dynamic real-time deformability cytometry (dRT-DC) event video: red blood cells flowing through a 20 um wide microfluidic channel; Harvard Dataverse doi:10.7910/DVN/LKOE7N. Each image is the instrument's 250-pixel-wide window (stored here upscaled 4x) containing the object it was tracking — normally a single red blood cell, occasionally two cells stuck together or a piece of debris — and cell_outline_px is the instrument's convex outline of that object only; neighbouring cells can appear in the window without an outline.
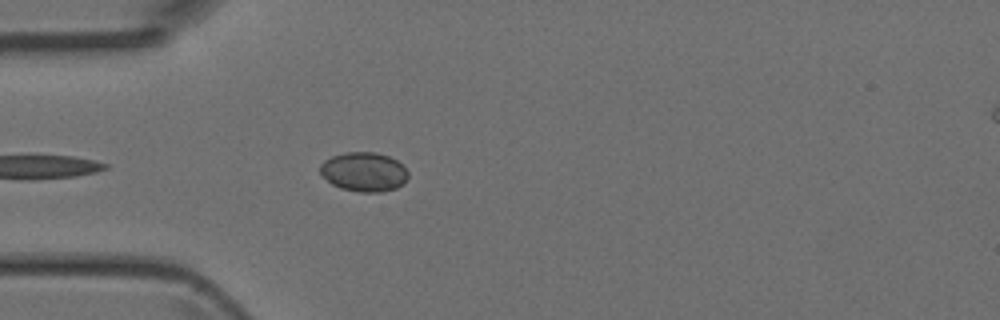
{"species": "Egyptian fruit bat (a non-hibernating species)", "species_latin": "Rousettus aegyptiacus", "temperature_condition": "room temperature", "stored_images_in_passage": 36, "camera_frame_rate_fps": 3000, "um_per_image_px": 0.085, "animal": {"sex": "female"}, "frame": {"image": 1, "passage_image": 3, "time_ms": 0.667, "image_size_px": [1000, 320], "cell_outline_px": [[408, 176], [404, 184], [396, 188], [380, 192], [360, 192], [340, 188], [332, 184], [320, 176], [320, 164], [324, 160], [332, 156], [344, 152], [376, 152], [388, 156], [396, 160], [408, 172]], "centroid_in_image_um": [30.9, 14.61], "position_along_channel_um": 54.1, "area_um2": 20.29}}
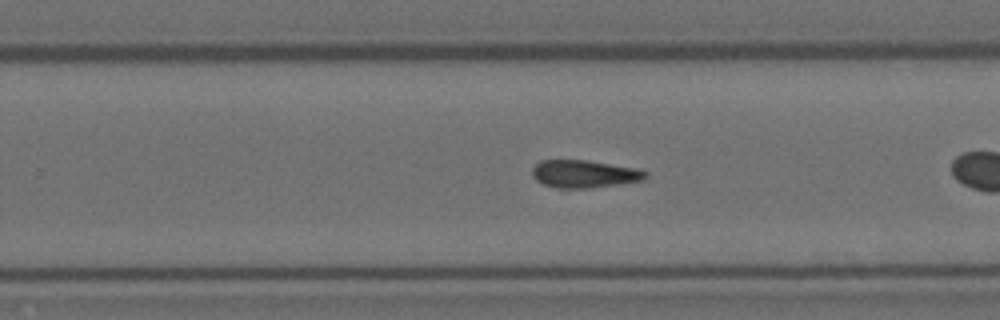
{"frame": {"image": 2, "passage_image": 17, "time_ms": 5.333, "image_size_px": [1000, 320], "cell_outline_px": [[648, 176], [644, 180], [620, 184], [588, 188], [556, 188], [544, 184], [536, 180], [532, 176], [532, 168], [540, 160], [588, 160], [640, 168], [648, 172]], "centroid_in_image_um": [49.71, 14.77], "position_along_channel_um": 280.1, "area_um2": 18.55}}
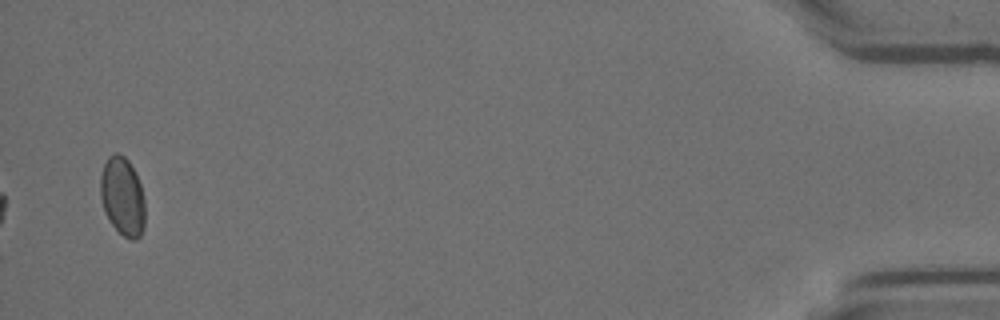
{"frame": {"image": 3, "passage_image": 36, "time_ms": 11.667, "image_size_px": [1000, 320], "cell_outline_px": [[144, 228], [140, 236], [136, 240], [132, 240], [124, 236], [112, 224], [104, 212], [100, 196], [100, 176], [104, 164], [108, 156], [116, 152], [124, 156], [128, 160], [140, 184], [144, 196]], "centroid_in_image_um": [10.4, 16.7], "position_along_channel_um": 424.8, "area_um2": 20.4}}